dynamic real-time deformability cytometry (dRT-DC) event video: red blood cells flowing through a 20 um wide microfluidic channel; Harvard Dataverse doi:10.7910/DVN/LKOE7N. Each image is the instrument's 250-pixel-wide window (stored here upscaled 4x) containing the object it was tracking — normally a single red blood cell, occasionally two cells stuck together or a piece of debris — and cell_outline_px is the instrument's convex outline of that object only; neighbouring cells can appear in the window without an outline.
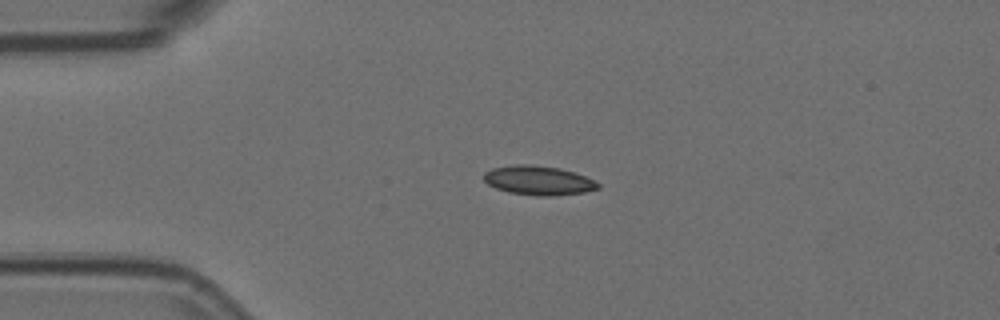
{"species": "Egyptian fruit bat (a non-hibernating species)", "species_latin": "Rousettus aegyptiacus", "temperature_condition": "room temperature", "stored_images_in_passage": 3, "camera_frame_rate_fps": 3000, "um_per_image_px": 0.085, "animal": {"sex": "female"}, "frame": {"image": 1, "passage_image": 3, "time_ms": 0.667, "image_size_px": [1000, 320], "cell_outline_px": [[600, 188], [584, 192], [552, 196], [536, 196], [508, 192], [496, 188], [488, 184], [484, 180], [484, 172], [492, 168], [512, 164], [532, 164], [560, 168], [584, 176], [600, 184]], "centroid_in_image_um": [45.73, 15.33], "position_along_channel_um": 39.3, "area_um2": 19.48}}